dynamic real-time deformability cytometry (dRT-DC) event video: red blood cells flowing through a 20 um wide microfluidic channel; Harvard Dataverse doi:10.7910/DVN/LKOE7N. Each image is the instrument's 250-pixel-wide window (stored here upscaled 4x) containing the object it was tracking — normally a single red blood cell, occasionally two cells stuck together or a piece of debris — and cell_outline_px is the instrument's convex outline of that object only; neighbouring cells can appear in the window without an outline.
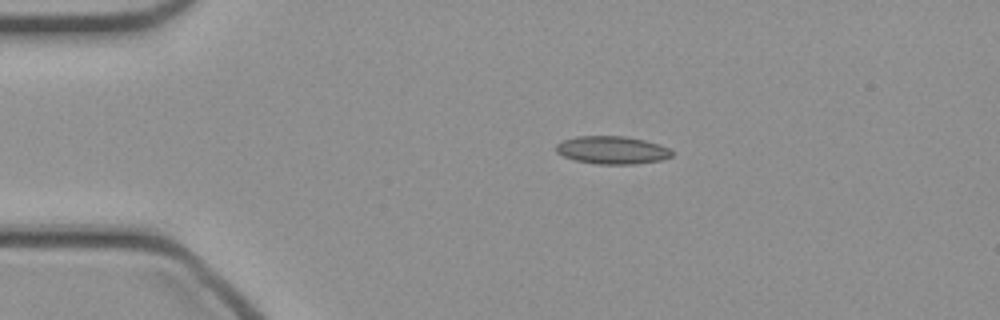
{"species": "common noctule bat (a hibernating species)", "species_latin": "Nyctalus noctula", "temperature_condition": "cold", "stored_images_in_passage": 39, "camera_frame_rate_fps": 3000, "um_per_image_px": 0.085, "animal": {"sex": "female", "body_mass_g": 21.9}, "frame": {"image": 1, "passage_image": 1, "time_ms": 0.0, "image_size_px": [1000, 320], "cell_outline_px": [[672, 156], [660, 160], [632, 164], [600, 164], [576, 160], [564, 156], [556, 152], [556, 144], [564, 140], [576, 136], [624, 136], [644, 140], [660, 144], [668, 148], [672, 152]], "centroid_in_image_um": [52.03, 12.75], "position_along_channel_um": 33.0, "area_um2": 18.61}}
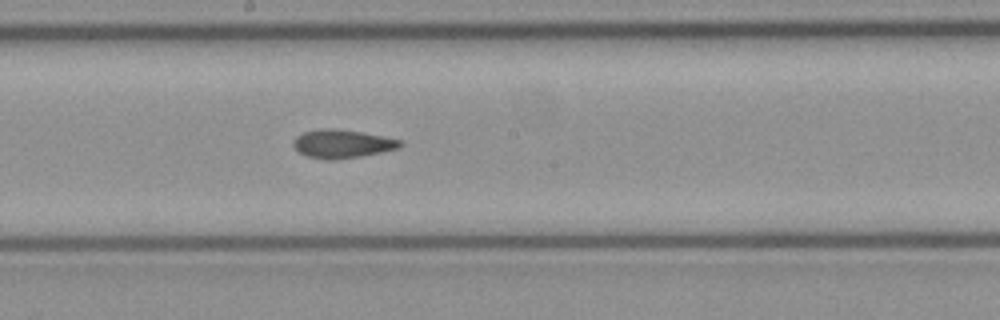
{"frame": {"image": 2, "passage_image": 17, "time_ms": 5.333, "image_size_px": [1000, 320], "cell_outline_px": [[404, 144], [400, 148], [360, 156], [332, 160], [324, 160], [308, 156], [300, 152], [292, 144], [292, 140], [296, 136], [304, 132], [320, 128], [336, 128], [384, 136], [404, 140]], "centroid_in_image_um": [29.11, 12.21], "position_along_channel_um": 219.1, "area_um2": 17.8}}
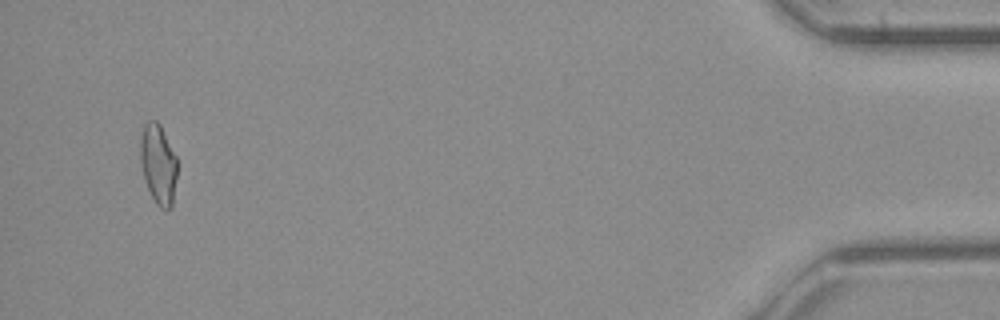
{"frame": {"image": 3, "passage_image": 37, "time_ms": 12.0, "image_size_px": [1000, 320], "cell_outline_px": [[176, 180], [172, 208], [160, 208], [156, 204], [144, 180], [140, 164], [140, 136], [144, 124], [148, 120], [156, 120], [160, 124], [176, 156]], "centroid_in_image_um": [13.43, 13.93], "position_along_channel_um": 421.8, "area_um2": 17.28}}